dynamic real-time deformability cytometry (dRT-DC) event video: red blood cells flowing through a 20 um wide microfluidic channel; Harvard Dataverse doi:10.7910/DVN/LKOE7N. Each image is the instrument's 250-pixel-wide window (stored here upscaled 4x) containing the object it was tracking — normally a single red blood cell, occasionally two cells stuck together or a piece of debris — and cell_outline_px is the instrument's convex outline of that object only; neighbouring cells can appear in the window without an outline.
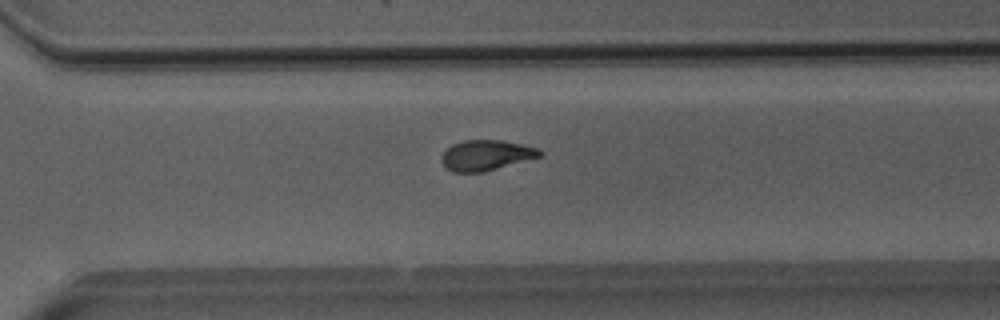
{"species": "Egyptian fruit bat (a non-hibernating species)", "species_latin": "Rousettus aegyptiacus", "temperature_condition": "room temperature", "stored_images_in_passage": 36, "camera_frame_rate_fps": 3000, "um_per_image_px": 0.085, "animal": {"sex": "male"}, "frame": {"image": 1, "passage_image": 21, "time_ms": 6.667, "image_size_px": [1000, 320], "cell_outline_px": [[544, 152], [540, 156], [484, 172], [452, 172], [440, 160], [440, 156], [452, 144], [464, 140], [500, 140], [540, 148]], "centroid_in_image_um": [41.31, 13.19], "position_along_channel_um": 329.3, "area_um2": 17.28}}
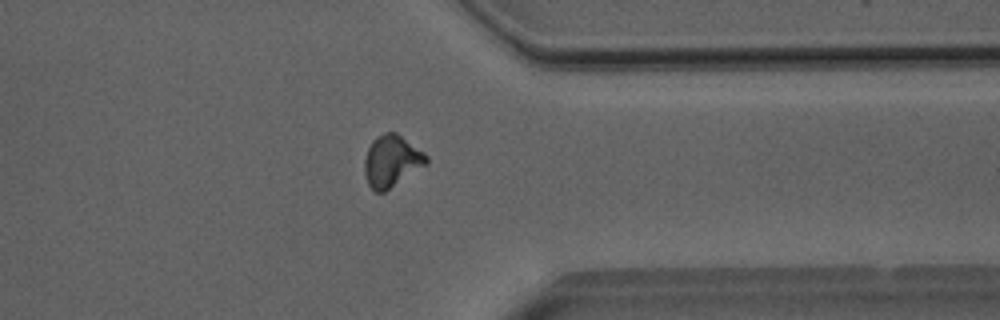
{"frame": {"image": 2, "passage_image": 25, "time_ms": 8.0, "image_size_px": [1000, 320], "cell_outline_px": [[428, 160], [424, 164], [384, 192], [376, 192], [368, 184], [364, 172], [364, 160], [368, 148], [372, 140], [376, 136], [384, 132], [396, 132], [424, 152], [428, 156]], "centroid_in_image_um": [33.24, 13.66], "position_along_channel_um": 378.2, "area_um2": 18.26}}
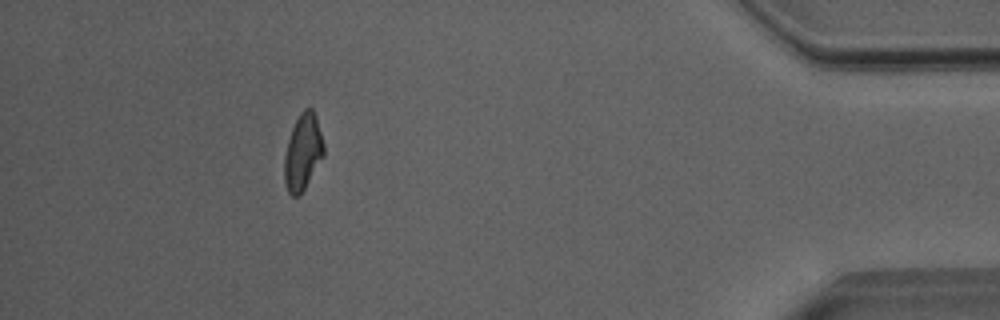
{"frame": {"image": 3, "passage_image": 31, "time_ms": 10.0, "image_size_px": [1000, 320], "cell_outline_px": [[324, 156], [300, 196], [292, 196], [288, 192], [284, 180], [284, 156], [288, 140], [292, 128], [300, 112], [304, 108], [312, 108], [316, 116], [324, 144]], "centroid_in_image_um": [25.74, 12.94], "position_along_channel_um": 409.5, "area_um2": 17.57}, "authors_computed_cell_mechanics": {"area_um2": 17.4556, "velocity_mm_per_s": 4.0306, "shape_relaxation_time_tau1_ms": 8.8107, "shape_relaxation_time_tau2_ms": 2.6521, "deformation_change_tau1": 0.2224, "deformation_change_tau2": 0.0922}}